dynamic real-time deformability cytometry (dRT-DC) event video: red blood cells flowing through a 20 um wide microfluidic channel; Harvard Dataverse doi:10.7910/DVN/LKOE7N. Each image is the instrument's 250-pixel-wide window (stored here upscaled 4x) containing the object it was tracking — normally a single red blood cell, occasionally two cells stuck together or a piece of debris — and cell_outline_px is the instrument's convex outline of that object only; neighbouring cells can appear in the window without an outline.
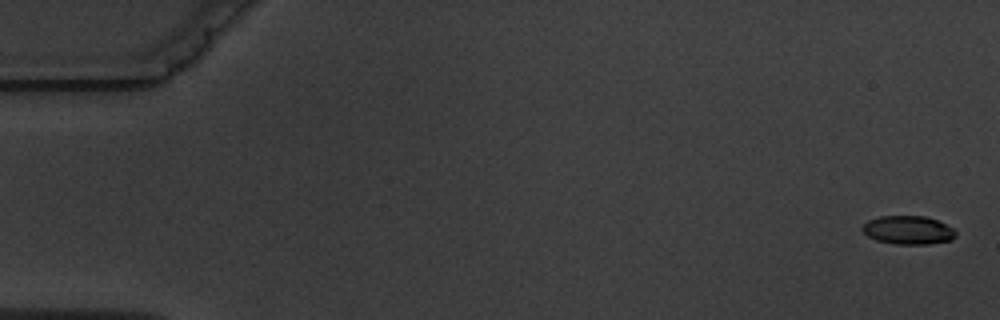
{"species": "common noctule bat (a hibernating species)", "species_latin": "Nyctalus noctula", "temperature_condition": "warm", "stored_images_in_passage": 6, "camera_frame_rate_fps": 3000, "um_per_image_px": 0.085, "animal": {"sex": "male", "body_mass_g": 19.5, "forearm_length_mm": 54.6}, "frame": {"image": 1, "passage_image": 1, "time_ms": 0.0, "image_size_px": [1000, 320], "cell_outline_px": [[956, 236], [952, 240], [928, 244], [896, 244], [876, 240], [868, 236], [860, 228], [868, 220], [880, 216], [924, 216], [936, 220], [952, 228], [956, 232]], "centroid_in_image_um": [77.18, 19.56], "position_along_channel_um": 7.8, "area_um2": 15.43}}
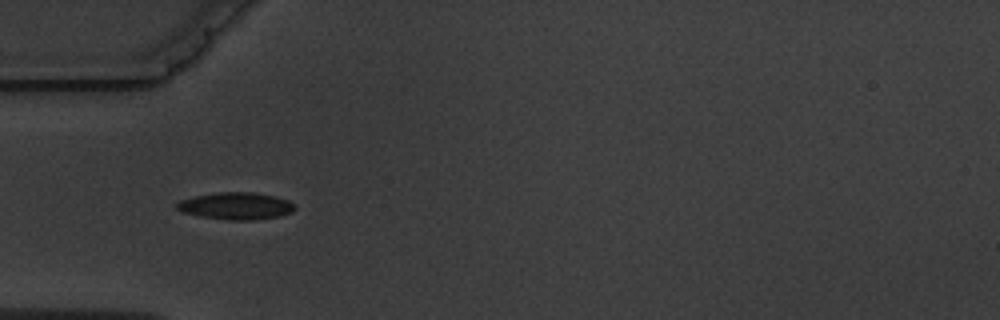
{"frame": {"image": 2, "passage_image": 5, "time_ms": 5.667, "image_size_px": [1000, 320], "cell_outline_px": [[296, 208], [292, 212], [280, 216], [256, 220], [228, 220], [200, 216], [184, 212], [176, 208], [176, 204], [180, 200], [196, 196], [216, 192], [252, 192], [276, 196], [288, 200]], "centroid_in_image_um": [20.08, 17.5], "position_along_channel_um": 64.9, "area_um2": 18.61}}
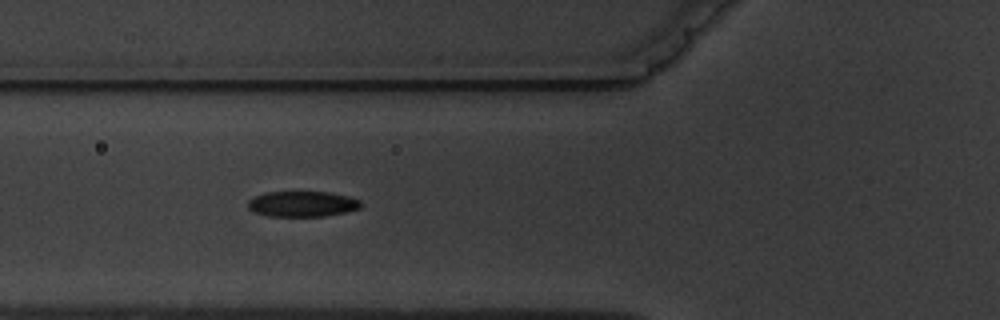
{"frame": {"image": 3, "passage_image": 6, "time_ms": 6.667, "image_size_px": [1000, 320], "cell_outline_px": [[364, 204], [360, 208], [344, 212], [324, 216], [268, 216], [252, 212], [248, 208], [248, 200], [264, 192], [328, 192], [348, 196], [360, 200]], "centroid_in_image_um": [25.69, 17.33], "position_along_channel_um": 100.1, "area_um2": 16.88}}